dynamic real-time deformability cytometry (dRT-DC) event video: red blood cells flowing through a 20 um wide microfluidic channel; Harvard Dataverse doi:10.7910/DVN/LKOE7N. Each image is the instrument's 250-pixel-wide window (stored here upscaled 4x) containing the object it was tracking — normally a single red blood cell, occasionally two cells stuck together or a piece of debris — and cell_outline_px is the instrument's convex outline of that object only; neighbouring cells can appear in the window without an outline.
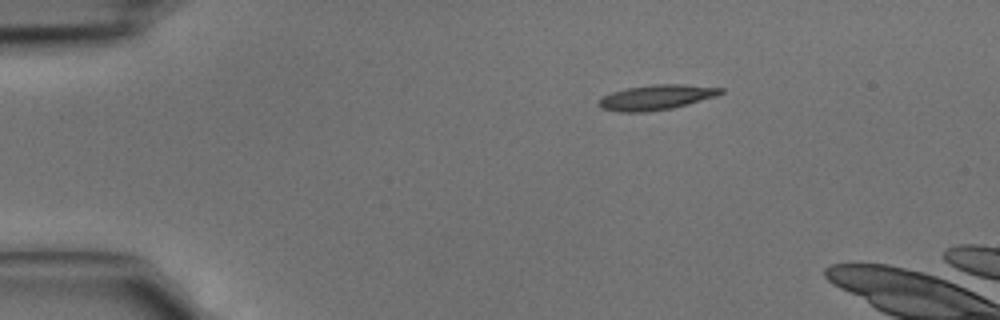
{"species": "common noctule bat (a hibernating species)", "species_latin": "Nyctalus noctula", "temperature_condition": "cold", "stored_images_in_passage": 2, "camera_frame_rate_fps": 3000, "um_per_image_px": 0.085, "animal": {"sex": "male", "body_mass_g": 15.6}, "frame": {"image": 1, "passage_image": 1, "time_ms": 0.0, "image_size_px": [1000, 320], "cell_outline_px": [[724, 92], [716, 96], [688, 104], [672, 108], [644, 112], [616, 112], [600, 108], [596, 104], [596, 100], [612, 92], [628, 88], [652, 84], [684, 84], [724, 88]], "centroid_in_image_um": [55.75, 8.28], "position_along_channel_um": 29.3, "area_um2": 17.92}}